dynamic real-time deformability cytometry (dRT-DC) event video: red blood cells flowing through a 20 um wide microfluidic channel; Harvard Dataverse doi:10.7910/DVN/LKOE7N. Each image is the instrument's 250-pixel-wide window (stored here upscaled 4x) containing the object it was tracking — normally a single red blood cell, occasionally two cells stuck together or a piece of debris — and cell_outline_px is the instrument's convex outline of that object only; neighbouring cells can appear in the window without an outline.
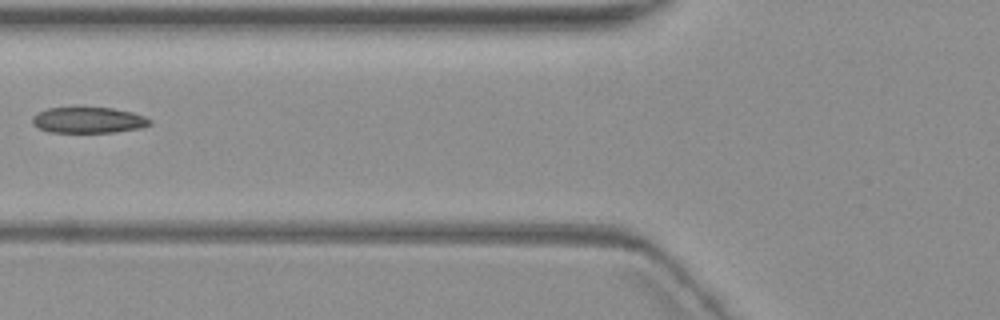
{"species": "common noctule bat (a hibernating species)", "species_latin": "Nyctalus noctula", "temperature_condition": "warm", "stored_images_in_passage": 7, "camera_frame_rate_fps": 3000, "um_per_image_px": 0.085, "animal": {"sex": "female", "body_mass_g": 19.3, "forearm_length_mm": 54.1}, "frame": {"image": 1, "passage_image": 6, "time_ms": 7.333, "image_size_px": [1000, 320], "cell_outline_px": [[152, 124], [140, 128], [116, 132], [48, 132], [36, 128], [32, 124], [32, 116], [36, 112], [48, 108], [72, 104], [112, 108], [132, 112], [144, 116], [152, 120]], "centroid_in_image_um": [7.44, 10.16], "position_along_channel_um": 118.4, "area_um2": 18.79}}
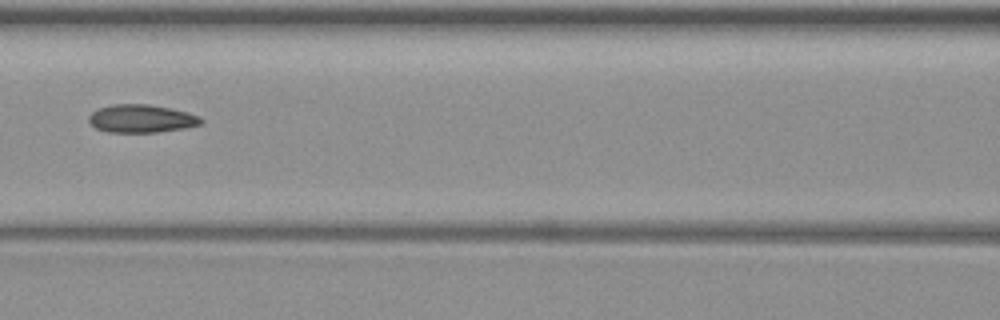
{"frame": {"image": 2, "passage_image": 7, "time_ms": 8.333, "image_size_px": [1000, 320], "cell_outline_px": [[204, 124], [184, 128], [156, 132], [108, 132], [96, 128], [88, 120], [88, 116], [96, 108], [112, 104], [148, 104], [188, 112], [200, 116], [204, 120]], "centroid_in_image_um": [12.03, 10.08], "position_along_channel_um": 154.6, "area_um2": 18.44}}